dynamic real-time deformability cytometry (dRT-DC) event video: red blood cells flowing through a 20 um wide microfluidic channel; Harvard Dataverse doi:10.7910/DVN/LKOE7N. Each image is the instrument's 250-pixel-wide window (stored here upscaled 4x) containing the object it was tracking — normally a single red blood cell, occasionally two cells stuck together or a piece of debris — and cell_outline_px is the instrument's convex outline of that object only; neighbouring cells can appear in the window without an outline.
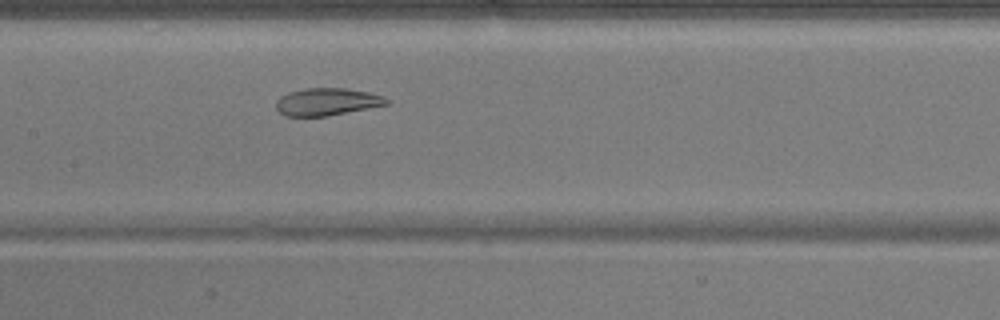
{"species": "common noctule bat (a hibernating species)", "species_latin": "Nyctalus noctula", "temperature_condition": "warm", "stored_images_in_passage": 46, "camera_frame_rate_fps": 3000, "um_per_image_px": 0.085, "animal": {"sex": "male", "body_mass_g": 17.9}, "frame": {"image": 1, "passage_image": 19, "time_ms": 6.0, "image_size_px": [1000, 320], "cell_outline_px": [[388, 104], [328, 116], [284, 116], [276, 108], [276, 100], [280, 96], [288, 92], [304, 88], [344, 88], [368, 92], [384, 96], [388, 100]], "centroid_in_image_um": [27.76, 8.65], "position_along_channel_um": 179.6, "area_um2": 17.63}}
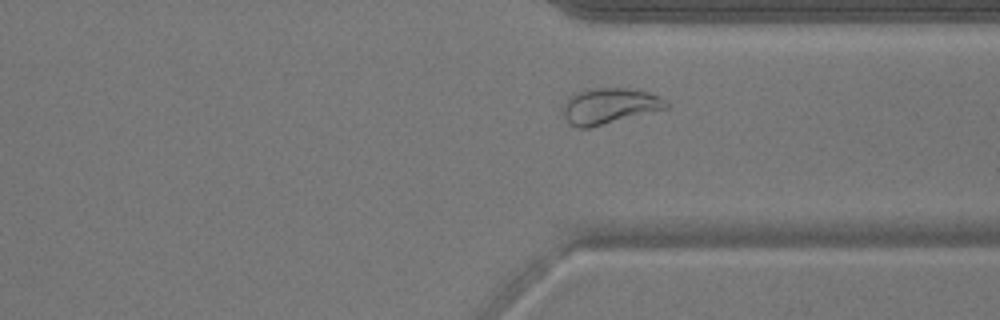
{"frame": {"image": 2, "passage_image": 33, "time_ms": 10.667, "image_size_px": [1000, 320], "cell_outline_px": [[668, 108], [588, 128], [576, 128], [568, 124], [560, 112], [560, 108], [564, 100], [572, 92], [588, 88], [628, 88], [648, 92], [660, 96], [668, 100]], "centroid_in_image_um": [51.7, 9.0], "position_along_channel_um": 359.7, "area_um2": 22.2}}
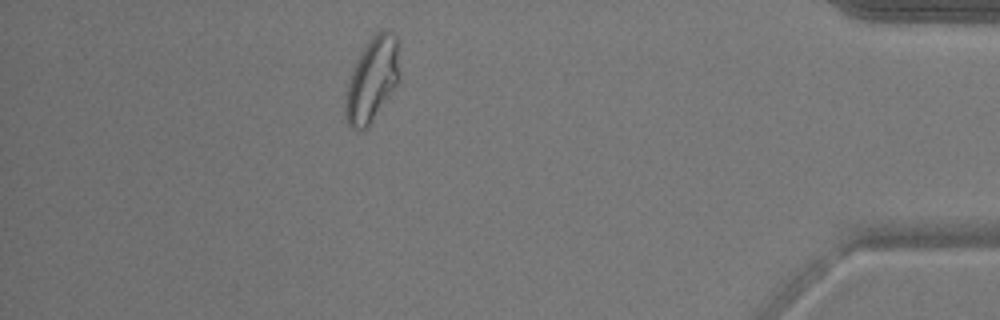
{"frame": {"image": 3, "passage_image": 40, "time_ms": 13.0, "image_size_px": [1000, 320], "cell_outline_px": [[400, 80], [368, 128], [352, 128], [348, 124], [344, 116], [344, 104], [348, 84], [356, 60], [368, 40], [376, 32], [384, 28], [388, 28], [396, 36], [400, 72]], "centroid_in_image_um": [31.65, 6.75], "position_along_channel_um": 403.6, "area_um2": 26.7}, "authors_computed_cell_mechanics": {"area_um2": 22.7443, "velocity_mm_per_s": 3.8542, "shape_relaxation_time_tau1_ms": null, "shape_relaxation_time_tau2_ms": 1.1404, "deformation_change_tau1": null, "deformation_change_tau2": 0.0564}}